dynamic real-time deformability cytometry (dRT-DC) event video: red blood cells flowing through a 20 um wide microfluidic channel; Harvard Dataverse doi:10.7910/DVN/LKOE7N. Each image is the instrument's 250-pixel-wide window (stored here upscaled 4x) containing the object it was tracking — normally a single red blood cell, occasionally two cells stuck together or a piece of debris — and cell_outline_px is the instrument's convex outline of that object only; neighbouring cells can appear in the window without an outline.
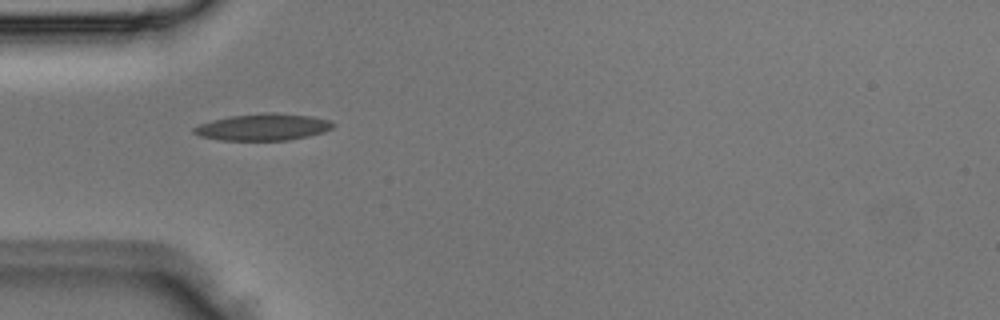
{"species": "Egyptian fruit bat (a non-hibernating species)", "species_latin": "Rousettus aegyptiacus", "temperature_condition": "room temperature", "stored_images_in_passage": 1, "camera_frame_rate_fps": 3000, "um_per_image_px": 0.085, "animal": {"sex": "male"}, "frame": {"image": 1, "passage_image": 1, "time_ms": 0.0, "image_size_px": [1000, 320], "cell_outline_px": [[336, 124], [332, 128], [324, 132], [308, 136], [288, 140], [220, 140], [200, 136], [192, 132], [192, 128], [200, 124], [212, 120], [232, 116], [264, 112], [268, 112], [312, 116], [328, 120]], "centroid_in_image_um": [22.36, 10.8], "position_along_channel_um": 62.6, "area_um2": 21.62}}